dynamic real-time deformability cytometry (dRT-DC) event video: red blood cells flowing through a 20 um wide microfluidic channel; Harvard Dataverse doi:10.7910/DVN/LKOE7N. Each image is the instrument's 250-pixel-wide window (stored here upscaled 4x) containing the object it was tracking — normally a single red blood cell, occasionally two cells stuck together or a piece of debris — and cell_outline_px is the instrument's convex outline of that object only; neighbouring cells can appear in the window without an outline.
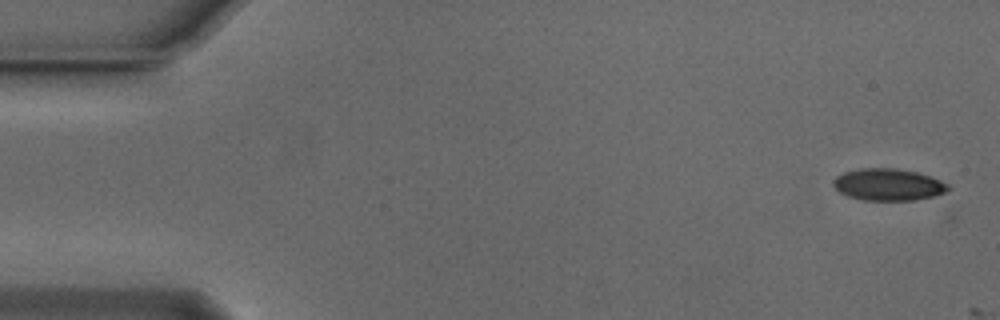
{"species": "Egyptian fruit bat (a non-hibernating species)", "species_latin": "Rousettus aegyptiacus", "temperature_condition": "cold", "stored_images_in_passage": 5, "camera_frame_rate_fps": 3000, "um_per_image_px": 0.085, "animal": {"sex": "male"}, "frame": {"image": 1, "passage_image": 2, "time_ms": 0.333, "image_size_px": [1000, 320], "cell_outline_px": [[952, 188], [936, 196], [916, 200], [864, 200], [848, 196], [840, 192], [832, 184], [836, 176], [844, 172], [864, 168], [892, 168], [916, 172], [940, 180], [948, 184]], "centroid_in_image_um": [75.52, 15.7], "position_along_channel_um": 9.5, "area_um2": 21.21}}